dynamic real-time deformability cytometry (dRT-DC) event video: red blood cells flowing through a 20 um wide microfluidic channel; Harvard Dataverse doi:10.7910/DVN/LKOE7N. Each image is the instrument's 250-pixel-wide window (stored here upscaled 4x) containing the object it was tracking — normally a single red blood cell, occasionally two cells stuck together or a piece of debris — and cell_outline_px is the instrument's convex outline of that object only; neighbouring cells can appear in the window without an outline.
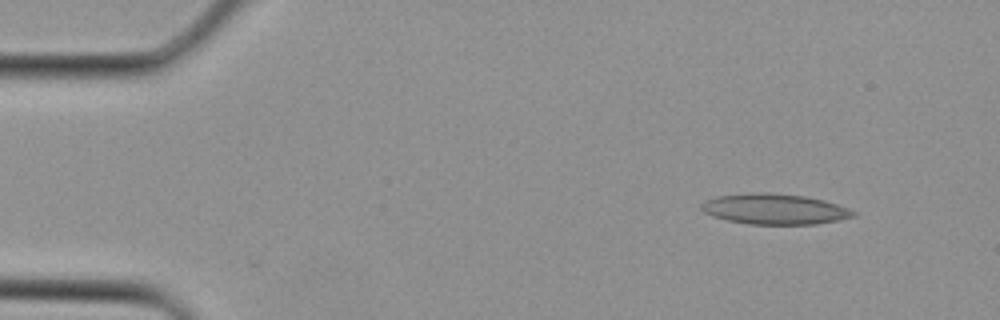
{"species": "Egyptian fruit bat (a non-hibernating species)", "species_latin": "Rousettus aegyptiacus", "temperature_condition": "cold", "stored_images_in_passage": 2, "camera_frame_rate_fps": 3000, "um_per_image_px": 0.085, "animal": {"sex": "female"}, "frame": {"image": 1, "passage_image": 1, "time_ms": 0.0, "image_size_px": [1000, 320], "cell_outline_px": [[856, 216], [840, 220], [816, 224], [748, 224], [728, 220], [712, 216], [704, 212], [700, 208], [700, 204], [716, 196], [752, 192], [768, 192], [804, 196], [824, 200], [848, 208], [856, 212]], "centroid_in_image_um": [65.84, 17.77], "position_along_channel_um": 19.2, "area_um2": 27.11}}
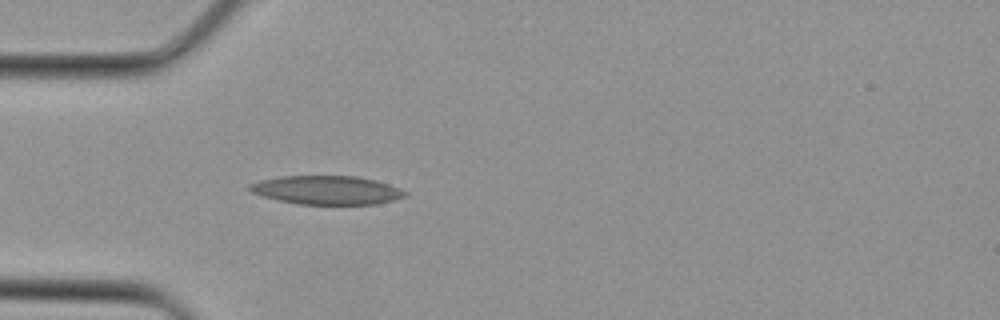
{"frame": {"image": 2, "passage_image": 2, "time_ms": 0.333, "image_size_px": [1000, 320], "cell_outline_px": [[408, 192], [404, 196], [392, 200], [376, 204], [296, 204], [264, 196], [252, 192], [248, 188], [248, 184], [260, 180], [280, 176], [356, 176], [376, 180], [388, 184]], "centroid_in_image_um": [27.75, 16.15], "position_along_channel_um": 57.2, "area_um2": 25.78}}